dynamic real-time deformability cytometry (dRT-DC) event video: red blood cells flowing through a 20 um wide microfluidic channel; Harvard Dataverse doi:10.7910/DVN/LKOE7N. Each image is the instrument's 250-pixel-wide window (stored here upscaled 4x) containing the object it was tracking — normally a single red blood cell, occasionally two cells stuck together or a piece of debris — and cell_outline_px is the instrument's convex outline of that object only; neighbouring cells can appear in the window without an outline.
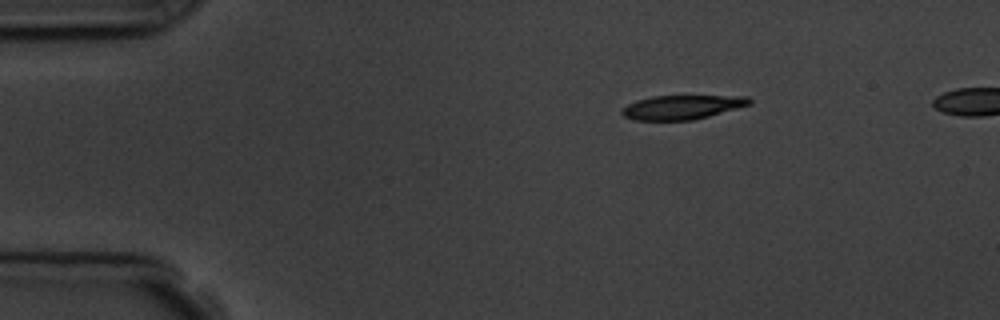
{"species": "common noctule bat (a hibernating species)", "species_latin": "Nyctalus noctula", "temperature_condition": "room temperature", "stored_images_in_passage": 4, "camera_frame_rate_fps": 3000, "um_per_image_px": 0.085, "animal": {"sex": "male", "body_mass_g": 19.5, "forearm_length_mm": 54.6}, "frame": {"image": 1, "passage_image": 1, "time_ms": 0.0, "image_size_px": [1000, 320], "cell_outline_px": [[752, 104], [708, 116], [692, 120], [636, 120], [624, 116], [620, 112], [628, 104], [636, 100], [652, 96], [748, 96], [752, 100]], "centroid_in_image_um": [57.99, 9.1], "position_along_channel_um": 27.0, "area_um2": 17.8}}